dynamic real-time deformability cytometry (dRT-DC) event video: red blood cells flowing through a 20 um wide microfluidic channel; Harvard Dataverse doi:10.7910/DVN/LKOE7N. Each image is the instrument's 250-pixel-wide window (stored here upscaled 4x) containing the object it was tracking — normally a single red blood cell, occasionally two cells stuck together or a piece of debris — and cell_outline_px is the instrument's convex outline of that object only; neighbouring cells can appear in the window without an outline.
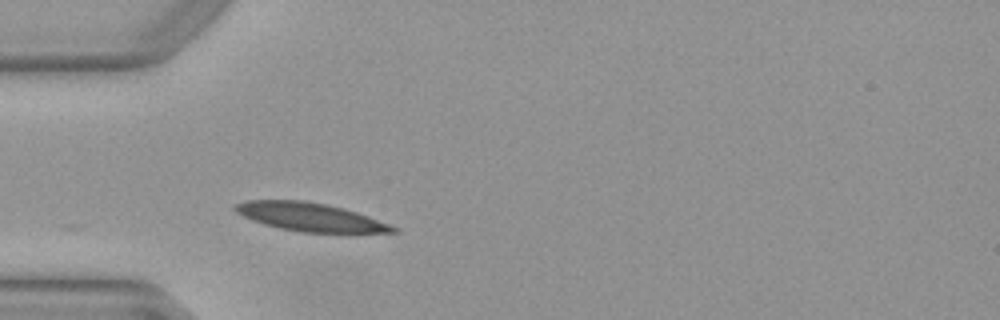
{"species": "Egyptian fruit bat (a non-hibernating species)", "species_latin": "Rousettus aegyptiacus", "temperature_condition": "warm", "stored_images_in_passage": 32, "camera_frame_rate_fps": 3000, "um_per_image_px": 0.085, "animal": {"sex": "female"}, "frame": {"image": 1, "passage_image": 1, "time_ms": 0.0, "image_size_px": [1000, 320], "cell_outline_px": [[400, 228], [396, 232], [356, 236], [344, 236], [300, 232], [280, 228], [264, 224], [252, 220], [236, 212], [232, 208], [236, 204], [244, 200], [304, 200], [344, 208], [368, 216]], "centroid_in_image_um": [26.52, 18.51], "position_along_channel_um": 58.5, "area_um2": 27.4}}
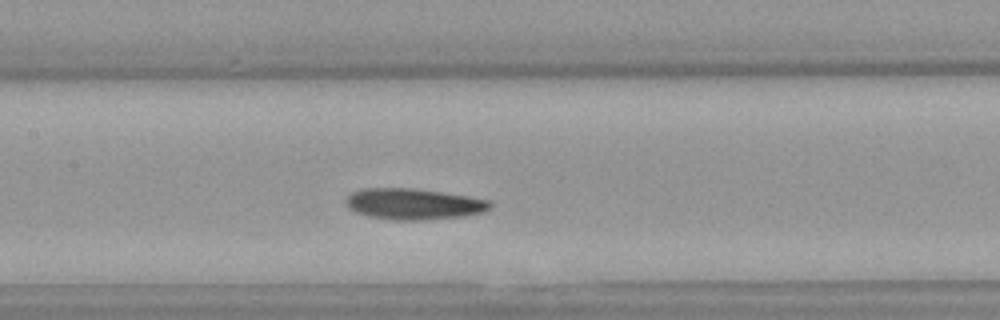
{"frame": {"image": 2, "passage_image": 10, "time_ms": 3.0, "image_size_px": [1000, 320], "cell_outline_px": [[492, 208], [484, 212], [464, 216], [420, 220], [396, 220], [368, 216], [356, 212], [348, 208], [344, 204], [344, 200], [352, 192], [364, 188], [412, 188], [468, 196], [492, 200]], "centroid_in_image_um": [35.16, 17.34], "position_along_channel_um": 172.2, "area_um2": 26.24}}
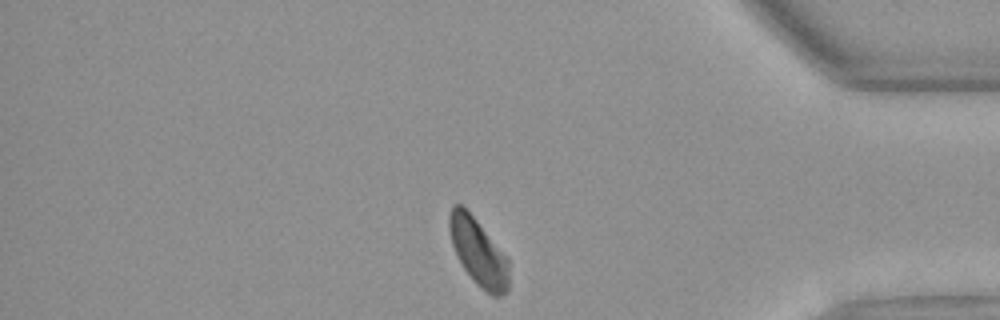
{"frame": {"image": 3, "passage_image": 29, "time_ms": 9.333, "image_size_px": [1000, 320], "cell_outline_px": [[508, 292], [500, 296], [492, 296], [476, 284], [464, 268], [456, 256], [452, 244], [448, 228], [448, 216], [452, 204], [460, 204], [476, 220], [508, 260]], "centroid_in_image_um": [40.62, 21.44], "position_along_channel_um": 394.6, "area_um2": 22.89}, "authors_computed_cell_mechanics": {"area_um2": 25.3742, "velocity_mm_per_s": 3.9553, "shape_relaxation_time_tau1_ms": 8.2131, "shape_relaxation_time_tau2_ms": 4.4304, "deformation_change_tau1": 0.1611, "deformation_change_tau2": 0.0963}}